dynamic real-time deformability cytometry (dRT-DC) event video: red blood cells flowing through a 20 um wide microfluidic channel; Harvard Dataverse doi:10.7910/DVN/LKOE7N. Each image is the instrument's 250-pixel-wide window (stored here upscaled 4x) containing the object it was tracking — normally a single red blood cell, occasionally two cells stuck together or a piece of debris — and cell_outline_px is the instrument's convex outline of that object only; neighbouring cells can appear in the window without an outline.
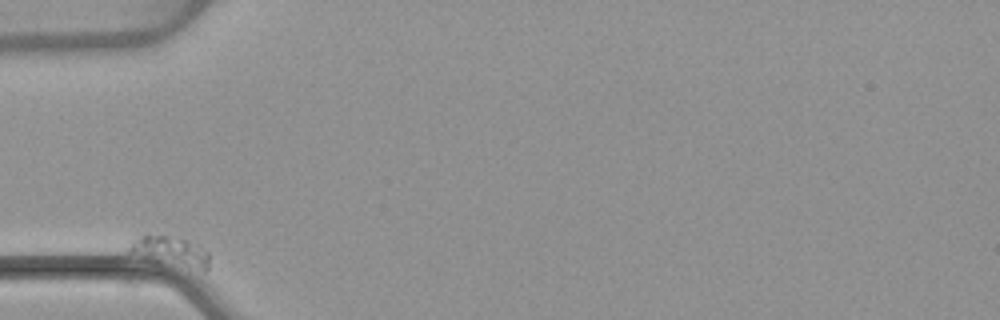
{"species": "common noctule bat (a hibernating species)", "species_latin": "Nyctalus noctula", "temperature_condition": "warm", "stored_images_in_passage": 8, "camera_frame_rate_fps": 3000, "um_per_image_px": 0.085, "animal": {"sex": "female", "body_mass_g": 22.7, "forearm_length_mm": 54.2}, "frame": {"image": 1, "passage_image": 5, "time_ms": 6.0, "image_size_px": [1000, 320], "cell_outline_px": [[208, 268], [204, 272], [128, 252], [128, 248], [132, 240], [144, 232], [148, 232], [176, 236], [200, 244], [208, 252]], "centroid_in_image_um": [14.51, 21.28], "position_along_channel_um": 70.5, "area_um2": 14.16}}
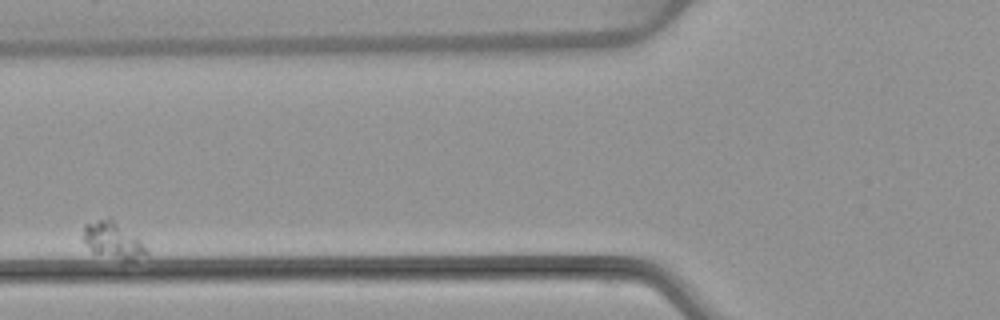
{"frame": {"image": 2, "passage_image": 7, "time_ms": 8.333, "image_size_px": [1000, 320], "cell_outline_px": [[148, 256], [132, 260], [124, 260], [92, 252], [84, 240], [84, 224], [108, 216], [136, 236], [148, 248]], "centroid_in_image_um": [9.64, 20.42], "position_along_channel_um": 116.2, "area_um2": 13.41}}